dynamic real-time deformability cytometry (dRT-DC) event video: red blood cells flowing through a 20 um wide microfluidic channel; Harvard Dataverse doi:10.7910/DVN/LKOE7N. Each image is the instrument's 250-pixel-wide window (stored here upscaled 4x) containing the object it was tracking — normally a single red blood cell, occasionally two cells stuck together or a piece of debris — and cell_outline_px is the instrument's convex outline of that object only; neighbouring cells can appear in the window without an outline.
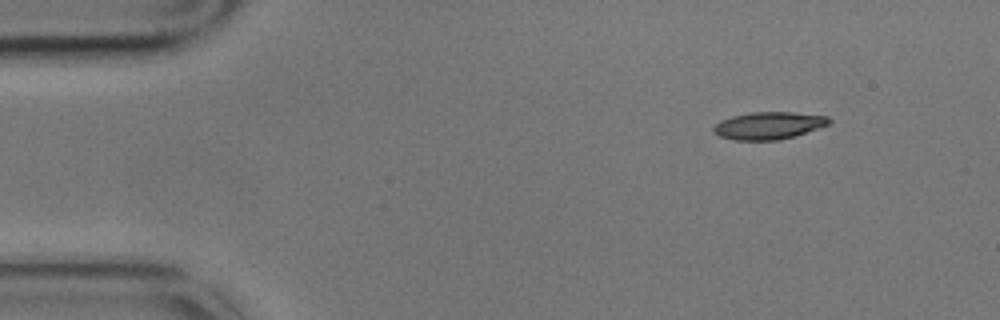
{"species": "common noctule bat (a hibernating species)", "species_latin": "Nyctalus noctula", "temperature_condition": "cold", "stored_images_in_passage": 8, "camera_frame_rate_fps": 3000, "um_per_image_px": 0.085, "animal": {"sex": "male", "body_mass_g": 17.9}, "frame": {"image": 1, "passage_image": 1, "time_ms": 0.0, "image_size_px": [1000, 320], "cell_outline_px": [[832, 120], [828, 124], [796, 136], [780, 140], [732, 140], [720, 136], [712, 132], [712, 128], [720, 120], [732, 116], [752, 112], [792, 112], [828, 116]], "centroid_in_image_um": [65.31, 10.67], "position_along_channel_um": 19.7, "area_um2": 18.5}}
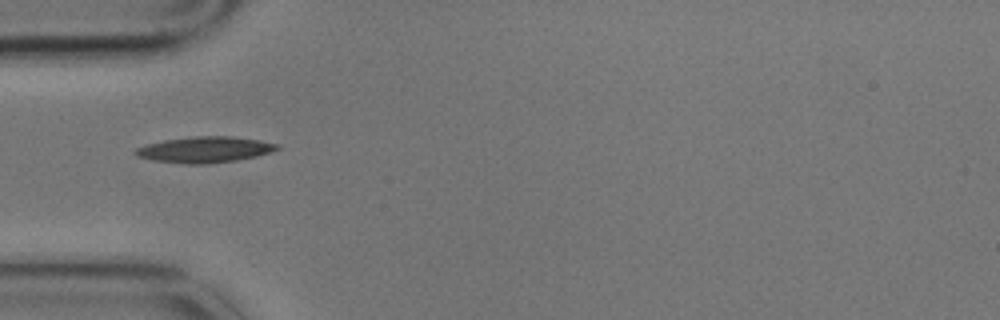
{"frame": {"image": 2, "passage_image": 4, "time_ms": 1.0, "image_size_px": [1000, 320], "cell_outline_px": [[280, 148], [272, 152], [256, 156], [236, 160], [204, 164], [188, 164], [152, 160], [136, 156], [132, 152], [136, 148], [148, 144], [164, 140], [192, 136], [232, 136], [260, 140], [280, 144]], "centroid_in_image_um": [17.42, 12.71], "position_along_channel_um": 67.6, "area_um2": 21.5}}